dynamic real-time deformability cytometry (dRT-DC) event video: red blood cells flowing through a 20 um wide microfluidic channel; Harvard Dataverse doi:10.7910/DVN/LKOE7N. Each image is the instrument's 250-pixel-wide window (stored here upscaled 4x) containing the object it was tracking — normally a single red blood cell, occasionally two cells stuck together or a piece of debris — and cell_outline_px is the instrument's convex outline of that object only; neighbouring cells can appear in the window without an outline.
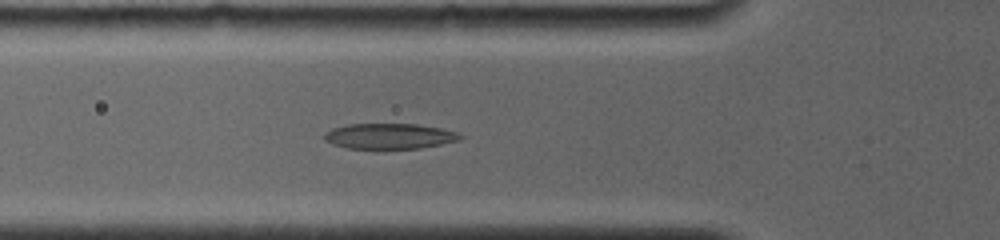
{"species": "common noctule bat (a hibernating species)", "species_latin": "Nyctalus noctula", "temperature_condition": "room temperature", "stored_images_in_passage": 22, "camera_frame_rate_fps": 4000, "um_per_image_px": 0.085, "animal": {"sex": "female", "body_mass_g": 19.0, "forearm_length_mm": 56.7}, "frame": {"image": 1, "passage_image": 10, "time_ms": 5.0, "image_size_px": [1000, 240], "cell_outline_px": [[464, 136], [460, 140], [420, 148], [348, 148], [332, 144], [324, 140], [324, 132], [332, 128], [348, 124], [416, 124], [440, 128], [456, 132]], "centroid_in_image_um": [33.08, 11.56], "position_along_channel_um": 92.7, "area_um2": 20.06}}
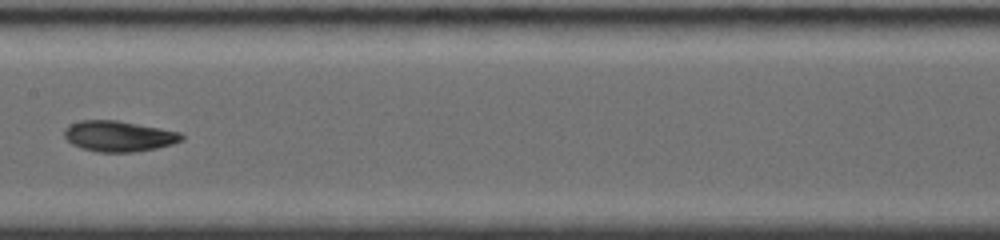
{"frame": {"image": 2, "passage_image": 15, "time_ms": 7.75, "image_size_px": [1000, 240], "cell_outline_px": [[184, 140], [172, 144], [156, 148], [132, 152], [96, 152], [80, 148], [72, 144], [64, 136], [64, 128], [72, 124], [84, 120], [116, 120], [160, 128], [180, 132], [184, 136]], "centroid_in_image_um": [10.1, 11.58], "position_along_channel_um": 197.3, "area_um2": 20.92}}
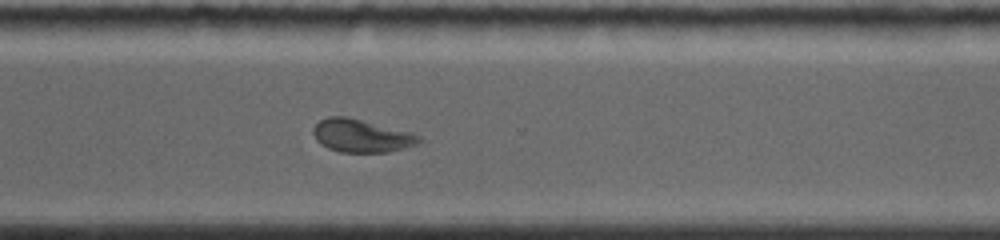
{"frame": {"image": 3, "passage_image": 22, "time_ms": 11.5, "image_size_px": [1000, 240], "cell_outline_px": [[424, 140], [420, 144], [388, 152], [340, 152], [328, 148], [320, 144], [316, 140], [312, 132], [312, 128], [320, 120], [328, 116], [344, 116], [412, 132], [420, 136]], "centroid_in_image_um": [30.73, 11.55], "position_along_channel_um": 339.9, "area_um2": 20.46}}